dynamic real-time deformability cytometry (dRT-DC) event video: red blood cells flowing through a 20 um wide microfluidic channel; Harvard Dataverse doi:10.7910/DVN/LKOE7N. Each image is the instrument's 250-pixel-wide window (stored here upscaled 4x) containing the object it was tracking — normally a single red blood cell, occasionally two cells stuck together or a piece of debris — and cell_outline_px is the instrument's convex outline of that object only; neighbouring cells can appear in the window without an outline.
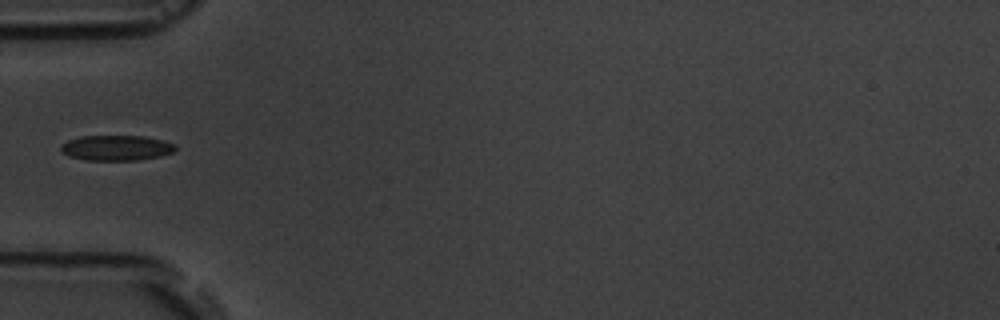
{"species": "common noctule bat (a hibernating species)", "species_latin": "Nyctalus noctula", "temperature_condition": "room temperature", "stored_images_in_passage": 9, "camera_frame_rate_fps": 3000, "um_per_image_px": 0.085, "animal": {"sex": "male", "body_mass_g": 19.5, "forearm_length_mm": 54.6}, "frame": {"image": 1, "passage_image": 6, "time_ms": 5.667, "image_size_px": [1000, 320], "cell_outline_px": [[176, 148], [172, 152], [160, 156], [136, 160], [88, 160], [68, 156], [60, 152], [60, 144], [68, 140], [80, 136], [144, 136], [164, 140], [176, 144]], "centroid_in_image_um": [9.86, 12.56], "position_along_channel_um": 75.1, "area_um2": 16.99}}
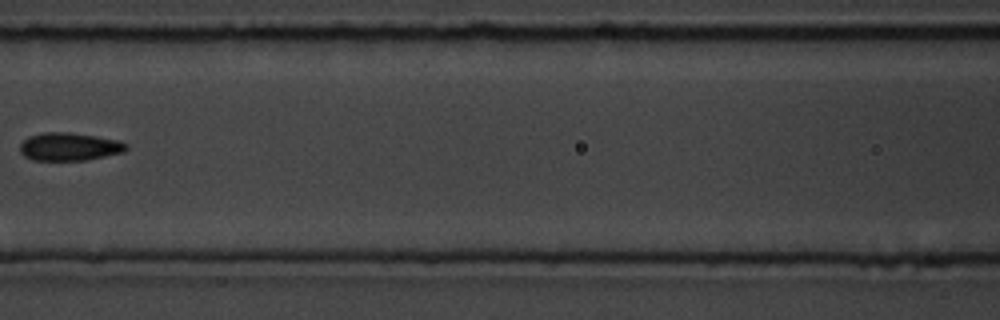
{"frame": {"image": 2, "passage_image": 8, "time_ms": 8.0, "image_size_px": [1000, 320], "cell_outline_px": [[128, 148], [124, 152], [84, 160], [32, 160], [24, 156], [20, 152], [20, 144], [28, 136], [40, 132], [68, 132], [96, 136], [120, 140], [128, 144]], "centroid_in_image_um": [5.89, 12.46], "position_along_channel_um": 160.7, "area_um2": 17.46}}
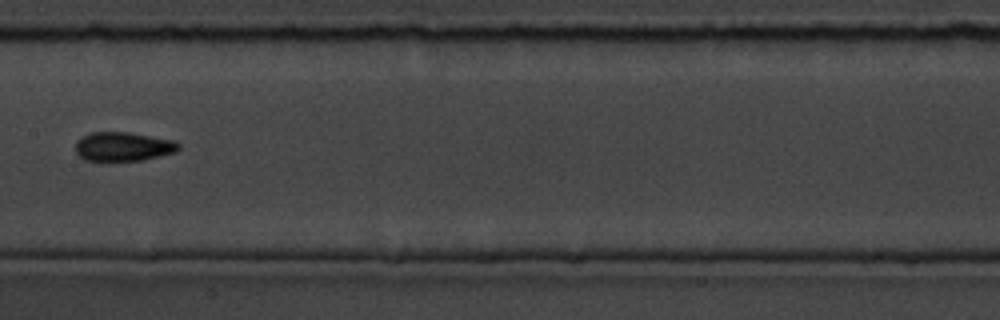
{"frame": {"image": 3, "passage_image": 9, "time_ms": 9.0, "image_size_px": [1000, 320], "cell_outline_px": [[180, 148], [176, 152], [144, 160], [84, 160], [76, 152], [76, 140], [80, 136], [88, 132], [128, 132], [176, 140], [180, 144]], "centroid_in_image_um": [10.48, 12.44], "position_along_channel_um": 196.9, "area_um2": 17.63}}